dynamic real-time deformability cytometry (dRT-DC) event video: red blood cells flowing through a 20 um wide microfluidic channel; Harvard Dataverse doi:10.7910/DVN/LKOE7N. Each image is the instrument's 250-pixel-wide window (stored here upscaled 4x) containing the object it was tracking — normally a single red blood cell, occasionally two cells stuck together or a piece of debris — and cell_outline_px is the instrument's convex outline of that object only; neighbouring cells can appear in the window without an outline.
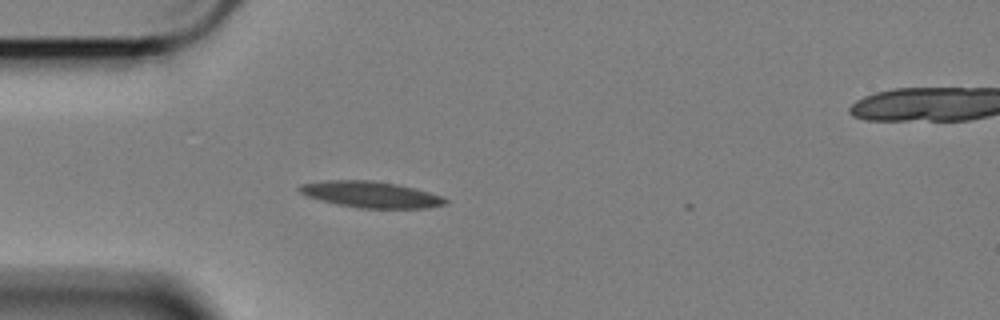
{"species": "Egyptian fruit bat (a non-hibernating species)", "species_latin": "Rousettus aegyptiacus", "temperature_condition": "cold", "stored_images_in_passage": 2, "camera_frame_rate_fps": 3000, "um_per_image_px": 0.085, "animal": {"sex": "female"}, "frame": {"image": 1, "passage_image": 1, "time_ms": 0.0, "image_size_px": [1000, 320], "cell_outline_px": [[448, 204], [428, 208], [360, 208], [336, 204], [320, 200], [308, 196], [300, 192], [296, 188], [300, 184], [328, 180], [372, 180], [396, 184], [428, 192], [440, 196], [448, 200]], "centroid_in_image_um": [31.5, 16.53], "position_along_channel_um": 53.5, "area_um2": 22.2}}